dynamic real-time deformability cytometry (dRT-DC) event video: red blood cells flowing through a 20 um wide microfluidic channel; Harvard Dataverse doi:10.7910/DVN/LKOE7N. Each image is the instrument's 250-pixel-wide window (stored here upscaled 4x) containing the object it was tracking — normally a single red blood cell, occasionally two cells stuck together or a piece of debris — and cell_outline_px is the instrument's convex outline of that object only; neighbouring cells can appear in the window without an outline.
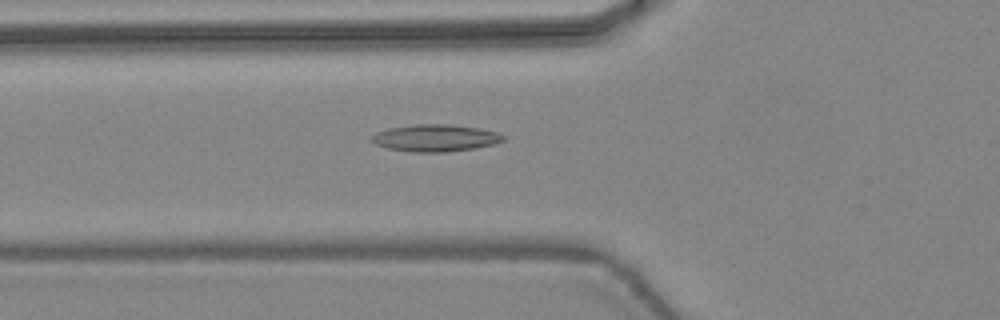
{"species": "common noctule bat (a hibernating species)", "species_latin": "Nyctalus noctula", "temperature_condition": "warm", "stored_images_in_passage": 34, "camera_frame_rate_fps": 3000, "um_per_image_px": 0.085, "animal": {"sex": "female", "body_mass_g": 24.6, "forearm_length_mm": 56.2}, "frame": {"image": 1, "passage_image": 9, "time_ms": 2.667, "image_size_px": [1000, 320], "cell_outline_px": [[508, 136], [504, 140], [496, 144], [472, 148], [444, 152], [412, 152], [388, 148], [376, 144], [372, 140], [372, 136], [376, 132], [388, 128], [412, 124], [448, 124], [480, 128], [496, 132]], "centroid_in_image_um": [37.03, 11.72], "position_along_channel_um": 88.8, "area_um2": 20.75}}
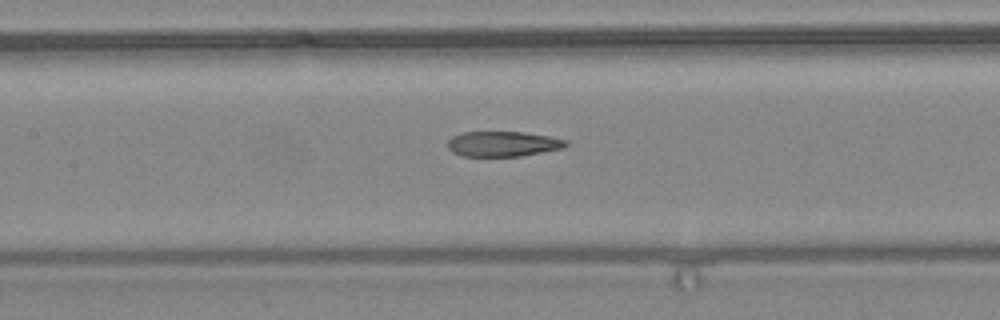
{"frame": {"image": 2, "passage_image": 14, "time_ms": 4.333, "image_size_px": [1000, 320], "cell_outline_px": [[568, 144], [564, 148], [520, 156], [464, 156], [452, 152], [448, 148], [448, 140], [452, 136], [460, 132], [524, 132], [548, 136], [568, 140]], "centroid_in_image_um": [42.74, 12.22], "position_along_channel_um": 164.7, "area_um2": 17.4}}
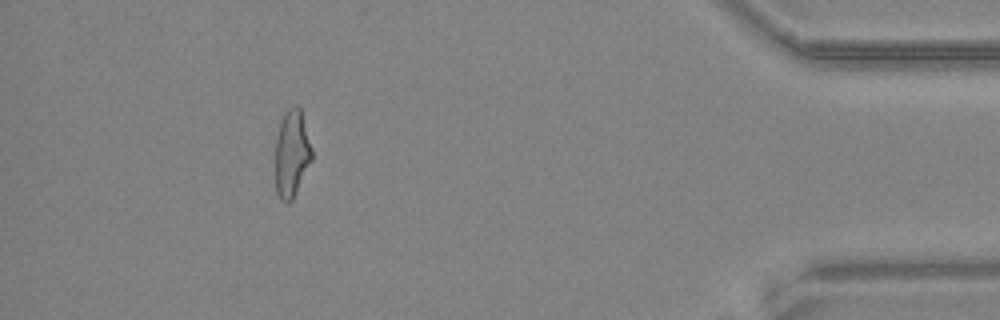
{"frame": {"image": 3, "passage_image": 34, "time_ms": 11.0, "image_size_px": [1000, 320], "cell_outline_px": [[312, 160], [292, 200], [288, 204], [284, 204], [280, 200], [276, 192], [276, 136], [280, 120], [284, 112], [288, 108], [296, 104], [300, 108], [312, 148]], "centroid_in_image_um": [24.79, 13.06], "position_along_channel_um": 410.4, "area_um2": 18.73}, "authors_computed_cell_mechanics": {"area_um2": 18.4671, "velocity_mm_per_s": 4.4995, "shape_relaxation_time_tau1_ms": null, "shape_relaxation_time_tau2_ms": 2.0704, "deformation_change_tau1": null, "deformation_change_tau2": 0.1033}}